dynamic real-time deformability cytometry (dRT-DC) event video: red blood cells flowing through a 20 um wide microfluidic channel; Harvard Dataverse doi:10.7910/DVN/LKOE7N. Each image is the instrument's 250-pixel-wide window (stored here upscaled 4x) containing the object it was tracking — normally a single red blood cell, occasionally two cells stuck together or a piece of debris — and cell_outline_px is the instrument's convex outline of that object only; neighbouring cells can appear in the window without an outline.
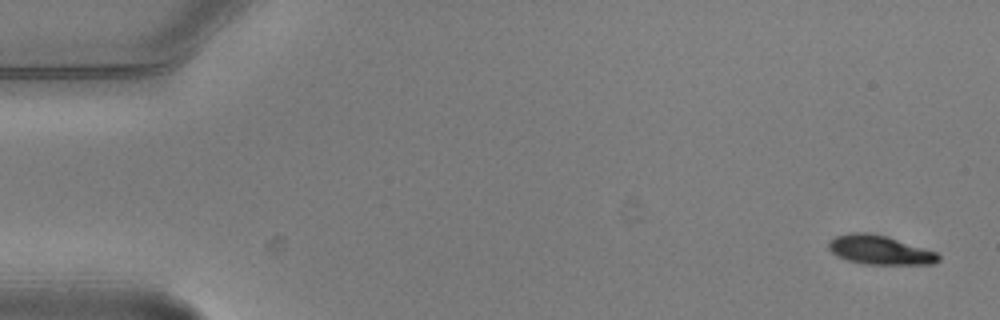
{"species": "common noctule bat (a hibernating species)", "species_latin": "Nyctalus noctula", "temperature_condition": "warm", "stored_images_in_passage": 5, "segment_of_instrument_passage": [2, 2], "camera_frame_rate_fps": 3000, "um_per_image_px": 0.085, "animal": {"sex": "male", "body_mass_g": 20.5, "forearm_length_mm": 52.5}, "frame": {"image": 1, "passage_image": 5, "time_ms": 1.333, "image_size_px": [1000, 320], "cell_outline_px": [[940, 260], [936, 264], [864, 264], [848, 260], [836, 256], [828, 248], [828, 244], [836, 236], [852, 232], [868, 232], [888, 236], [936, 252], [940, 256]], "centroid_in_image_um": [74.79, 21.25], "position_along_channel_um": 10.2, "area_um2": 18.61}}